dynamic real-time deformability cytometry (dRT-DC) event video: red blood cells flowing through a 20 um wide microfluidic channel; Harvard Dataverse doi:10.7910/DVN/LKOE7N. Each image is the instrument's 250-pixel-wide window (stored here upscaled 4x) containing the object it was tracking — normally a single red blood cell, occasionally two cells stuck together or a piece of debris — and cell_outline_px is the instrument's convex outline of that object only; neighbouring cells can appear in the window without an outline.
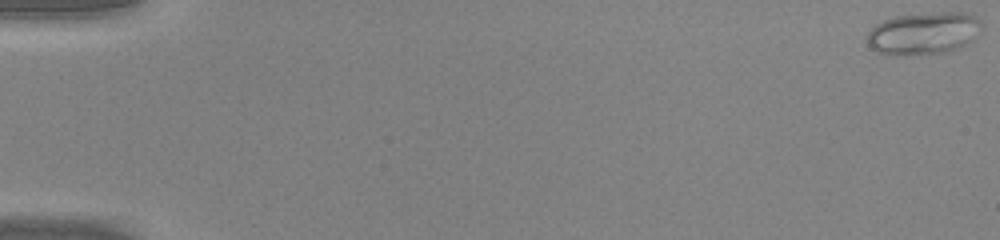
{"species": "common noctule bat (a hibernating species)", "species_latin": "Nyctalus noctula", "temperature_condition": "warm", "stored_images_in_passage": 49, "camera_frame_rate_fps": 3000, "um_per_image_px": 0.085, "animal": {"sex": "male", "body_mass_g": 20.0, "forearm_length_mm": 53.3}, "frame": {"image": 1, "passage_image": 1, "time_ms": 0.0, "image_size_px": [1000, 240], "cell_outline_px": [[984, 24], [980, 32], [972, 40], [956, 48], [944, 52], [892, 56], [888, 56], [876, 52], [868, 44], [868, 32], [876, 24], [884, 20], [896, 16], [940, 12], [968, 12], [976, 16]], "centroid_in_image_um": [78.52, 2.82], "position_along_channel_um": 6.5, "area_um2": 28.38}}
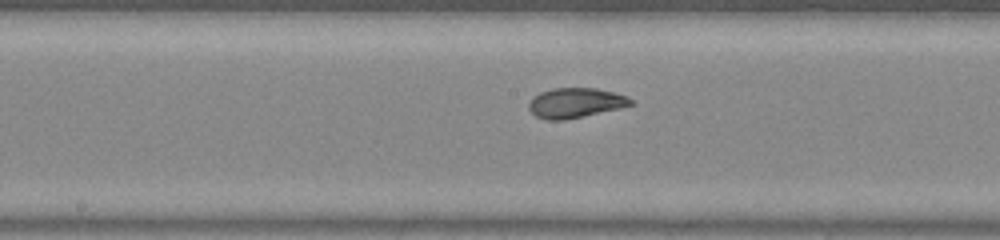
{"frame": {"image": 2, "passage_image": 27, "time_ms": 8.667, "image_size_px": [1000, 240], "cell_outline_px": [[636, 104], [620, 108], [560, 120], [548, 120], [536, 116], [528, 108], [528, 104], [532, 96], [540, 92], [552, 88], [596, 88], [628, 96]], "centroid_in_image_um": [48.9, 8.72], "position_along_channel_um": 199.3, "area_um2": 17.63}}
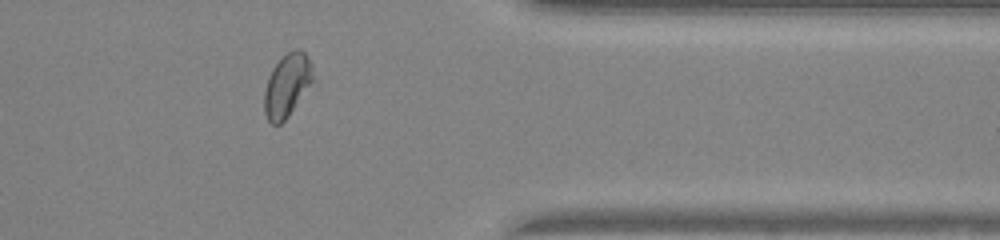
{"frame": {"image": 3, "passage_image": 41, "time_ms": 13.333, "image_size_px": [1000, 240], "cell_outline_px": [[312, 80], [288, 116], [280, 124], [272, 124], [268, 120], [264, 112], [264, 92], [268, 76], [272, 68], [288, 52], [296, 48], [300, 48], [304, 52], [312, 64]], "centroid_in_image_um": [24.36, 7.24], "position_along_channel_um": 387.0, "area_um2": 17.46}, "authors_computed_cell_mechanics": {"area_um2": 19.1318, "velocity_mm_per_s": 4.2754, "shape_relaxation_time_tau1_ms": 8.3362, "shape_relaxation_time_tau2_ms": 0.8614, "deformation_change_tau1": 0.2323, "deformation_change_tau2": 0.0563}}